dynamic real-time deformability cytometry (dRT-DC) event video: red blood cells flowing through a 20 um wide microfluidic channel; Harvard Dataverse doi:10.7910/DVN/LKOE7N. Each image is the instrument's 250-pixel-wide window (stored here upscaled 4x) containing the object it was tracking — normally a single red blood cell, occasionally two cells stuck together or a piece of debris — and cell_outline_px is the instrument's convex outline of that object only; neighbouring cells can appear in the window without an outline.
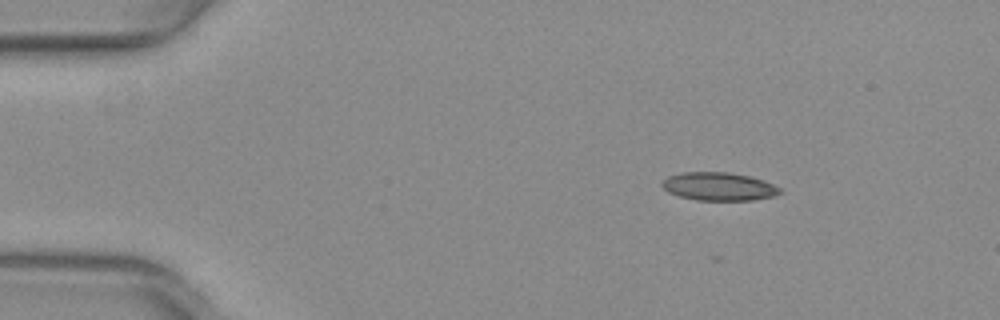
{"species": "common noctule bat (a hibernating species)", "species_latin": "Nyctalus noctula", "temperature_condition": "warm", "stored_images_in_passage": 16, "camera_frame_rate_fps": 3000, "um_per_image_px": 0.085, "animal": {"sex": "female", "body_mass_g": 29.2, "forearm_length_mm": 56.3}, "frame": {"image": 1, "passage_image": 7, "time_ms": 2.0, "image_size_px": [1000, 320], "cell_outline_px": [[784, 192], [776, 196], [752, 200], [696, 200], [680, 196], [668, 192], [660, 184], [668, 176], [684, 172], [728, 172], [748, 176], [772, 184], [780, 188]], "centroid_in_image_um": [61.11, 15.86], "position_along_channel_um": 23.9, "area_um2": 19.25}}
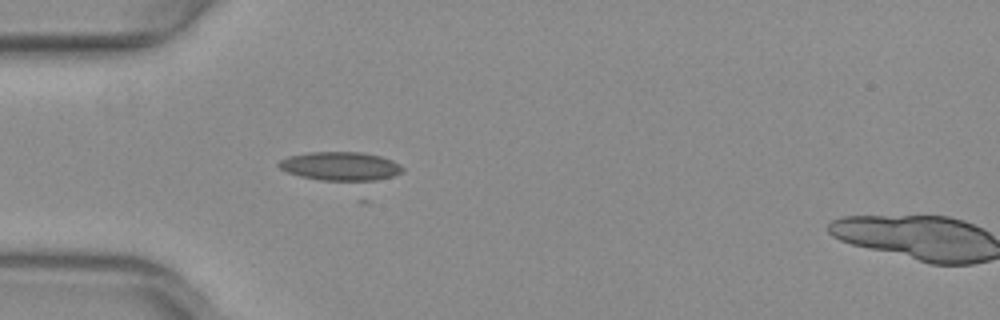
{"frame": {"image": 2, "passage_image": 15, "time_ms": 4.667, "image_size_px": [1000, 320], "cell_outline_px": [[404, 172], [368, 184], [360, 184], [320, 180], [300, 176], [288, 172], [280, 168], [276, 164], [280, 160], [288, 156], [312, 152], [360, 152], [380, 156], [392, 160], [400, 164], [404, 168]], "centroid_in_image_um": [29.01, 14.18], "position_along_channel_um": 56.0, "area_um2": 21.62}}